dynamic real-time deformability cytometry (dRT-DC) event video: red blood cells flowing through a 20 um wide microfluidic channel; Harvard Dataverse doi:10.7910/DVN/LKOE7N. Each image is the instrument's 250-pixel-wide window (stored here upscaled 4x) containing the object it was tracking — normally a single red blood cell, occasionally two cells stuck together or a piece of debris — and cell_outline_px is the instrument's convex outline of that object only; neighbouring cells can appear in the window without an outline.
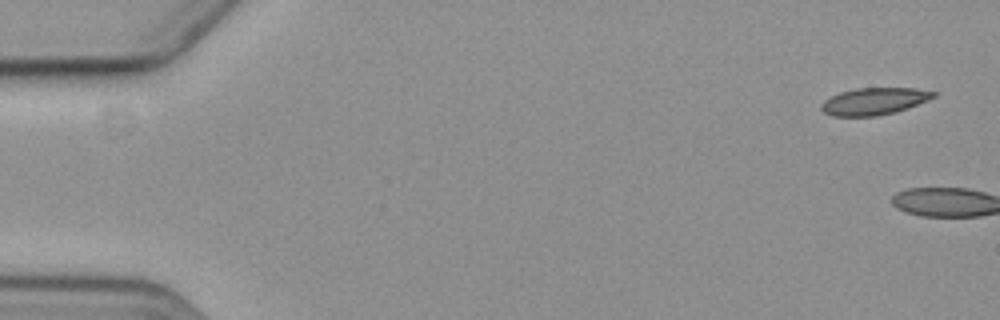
{"species": "common noctule bat (a hibernating species)", "species_latin": "Nyctalus noctula", "temperature_condition": "cold", "stored_images_in_passage": 6, "camera_frame_rate_fps": 3000, "um_per_image_px": 0.085, "animal": {"sex": "female", "body_mass_g": 19.3, "forearm_length_mm": 54.1}, "frame": {"image": 1, "passage_image": 1, "time_ms": 0.0, "image_size_px": [1000, 320], "cell_outline_px": [[936, 96], [928, 100], [896, 112], [876, 116], [832, 116], [824, 112], [820, 108], [820, 104], [824, 100], [840, 92], [856, 88], [916, 88], [936, 92]], "centroid_in_image_um": [74.29, 8.61], "position_along_channel_um": 10.7, "area_um2": 17.69}}
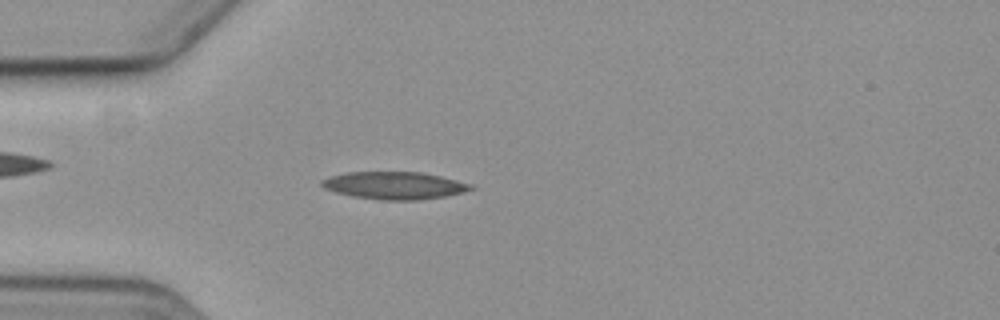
{"frame": {"image": 2, "passage_image": 6, "time_ms": 6.0, "image_size_px": [1000, 320], "cell_outline_px": [[476, 188], [464, 192], [444, 196], [416, 200], [380, 200], [352, 196], [336, 192], [324, 188], [320, 184], [320, 180], [332, 176], [348, 172], [420, 172], [440, 176], [472, 184]], "centroid_in_image_um": [33.52, 15.76], "position_along_channel_um": 51.5, "area_um2": 23.76}}